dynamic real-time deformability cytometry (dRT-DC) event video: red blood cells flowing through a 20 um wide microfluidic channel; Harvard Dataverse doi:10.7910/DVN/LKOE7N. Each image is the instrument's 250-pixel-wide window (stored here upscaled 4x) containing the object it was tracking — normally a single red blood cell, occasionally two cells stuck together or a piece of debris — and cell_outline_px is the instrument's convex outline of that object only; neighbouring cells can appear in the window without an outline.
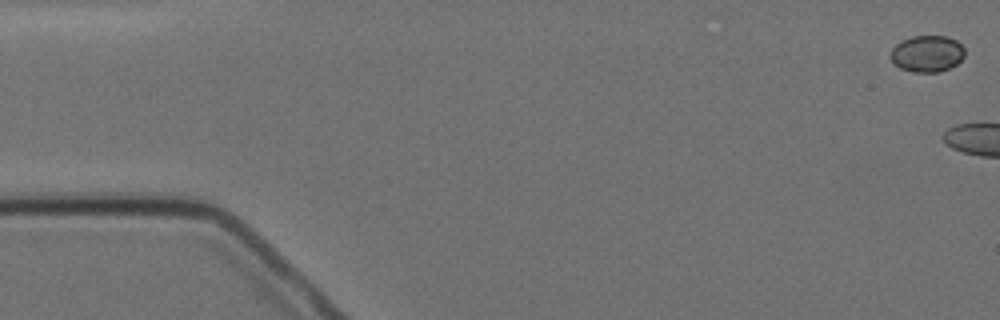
{"species": "Egyptian fruit bat (a non-hibernating species)", "species_latin": "Rousettus aegyptiacus", "temperature_condition": "cold", "stored_images_in_passage": 7, "camera_frame_rate_fps": 3000, "um_per_image_px": 0.085, "animal": {"sex": "female"}, "frame": {"image": 1, "passage_image": 1, "time_ms": 0.0, "image_size_px": [1000, 320], "cell_outline_px": [[964, 56], [956, 64], [940, 72], [912, 72], [900, 68], [888, 56], [892, 48], [900, 40], [912, 36], [948, 36], [956, 40], [964, 48]], "centroid_in_image_um": [78.78, 4.55], "position_along_channel_um": 6.2, "area_um2": 15.9}}